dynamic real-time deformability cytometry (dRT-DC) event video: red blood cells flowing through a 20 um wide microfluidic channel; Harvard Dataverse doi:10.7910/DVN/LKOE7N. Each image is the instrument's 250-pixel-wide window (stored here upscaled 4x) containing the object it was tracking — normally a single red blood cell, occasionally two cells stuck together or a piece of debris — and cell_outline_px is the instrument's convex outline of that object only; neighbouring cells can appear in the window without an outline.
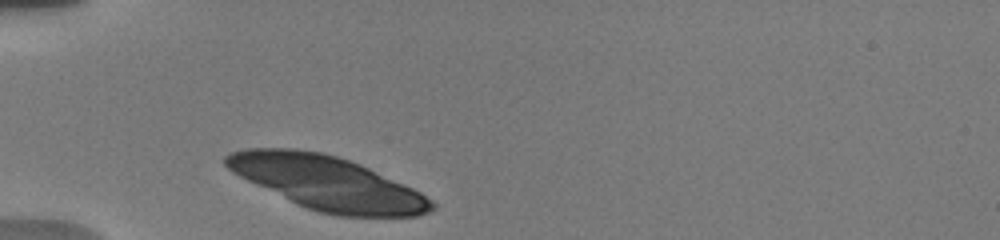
{"species": "human", "species_latin": "Homo sapiens", "temperature_condition": "warm", "stored_images_in_passage": 27, "camera_frame_rate_fps": 3000, "um_per_image_px": 0.085, "donor": {"sex": "male"}, "frame": {"image": 1, "passage_image": 1, "time_ms": 0.0, "image_size_px": [1000, 240], "cell_outline_px": [[436, 208], [420, 216], [340, 216], [320, 212], [296, 204], [232, 172], [224, 164], [224, 156], [228, 152], [248, 148], [296, 148], [320, 152], [336, 156], [360, 164], [412, 188], [420, 192], [432, 200], [436, 204]], "centroid_in_image_um": [27.81, 15.55], "position_along_channel_um": 57.2, "area_um2": 64.04}}